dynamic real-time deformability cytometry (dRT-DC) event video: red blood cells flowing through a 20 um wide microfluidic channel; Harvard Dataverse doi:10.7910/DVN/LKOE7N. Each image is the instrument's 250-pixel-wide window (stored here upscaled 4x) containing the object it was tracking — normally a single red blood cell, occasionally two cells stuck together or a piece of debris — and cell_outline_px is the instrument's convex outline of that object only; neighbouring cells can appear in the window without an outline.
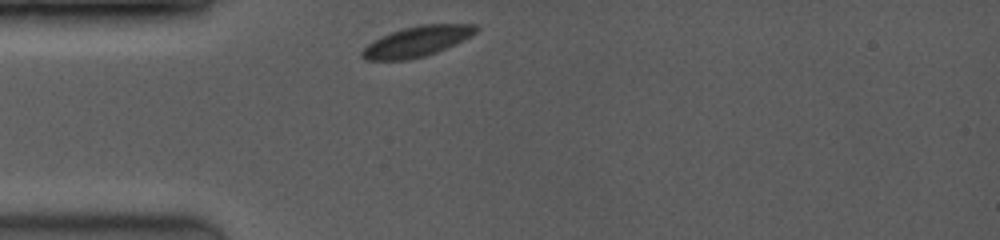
{"species": "common noctule bat (a hibernating species)", "species_latin": "Nyctalus noctula", "temperature_condition": "room temperature", "stored_images_in_passage": 8, "camera_frame_rate_fps": 3500, "um_per_image_px": 0.085, "animal": {"sex": "female", "body_mass_g": 19.0, "forearm_length_mm": 53.3}, "frame": {"image": 1, "passage_image": 1, "time_ms": 0.0, "image_size_px": [1000, 240], "cell_outline_px": [[480, 28], [476, 32], [436, 52], [424, 56], [404, 60], [364, 60], [360, 56], [360, 52], [372, 40], [380, 36], [404, 28], [420, 24], [476, 24]], "centroid_in_image_um": [35.37, 3.52], "position_along_channel_um": 49.6, "area_um2": 19.88}}
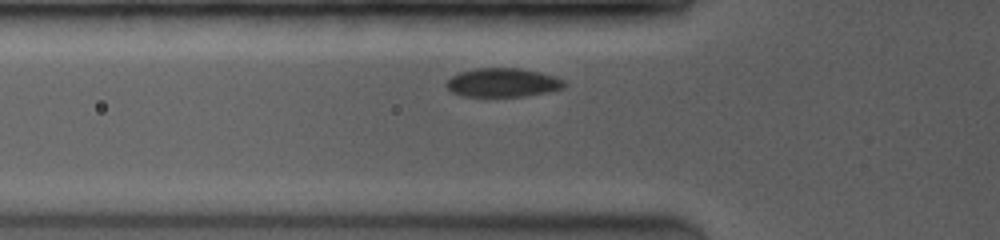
{"frame": {"image": 2, "passage_image": 4, "time_ms": 1.143, "image_size_px": [1000, 240], "cell_outline_px": [[564, 88], [548, 92], [524, 96], [460, 96], [452, 92], [444, 84], [452, 76], [460, 72], [476, 68], [520, 68], [540, 72], [556, 76], [564, 80]], "centroid_in_image_um": [42.73, 7.02], "position_along_channel_um": 83.1, "area_um2": 19.83}}
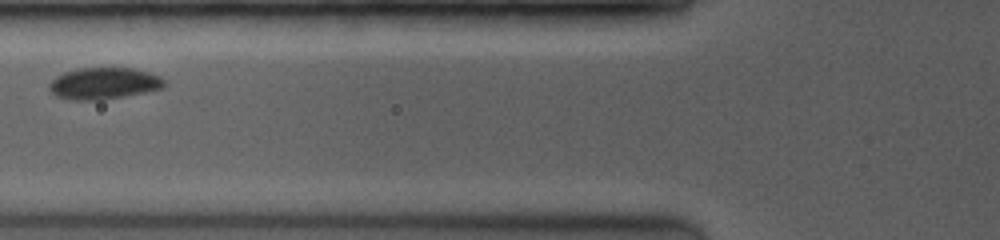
{"frame": {"image": 3, "passage_image": 6, "time_ms": 2.0, "image_size_px": [1000, 240], "cell_outline_px": [[164, 88], [144, 92], [100, 100], [72, 100], [56, 96], [48, 88], [48, 84], [56, 76], [64, 72], [80, 68], [132, 68], [148, 72], [160, 76], [164, 80]], "centroid_in_image_um": [8.8, 7.09], "position_along_channel_um": 117.0, "area_um2": 21.1}}